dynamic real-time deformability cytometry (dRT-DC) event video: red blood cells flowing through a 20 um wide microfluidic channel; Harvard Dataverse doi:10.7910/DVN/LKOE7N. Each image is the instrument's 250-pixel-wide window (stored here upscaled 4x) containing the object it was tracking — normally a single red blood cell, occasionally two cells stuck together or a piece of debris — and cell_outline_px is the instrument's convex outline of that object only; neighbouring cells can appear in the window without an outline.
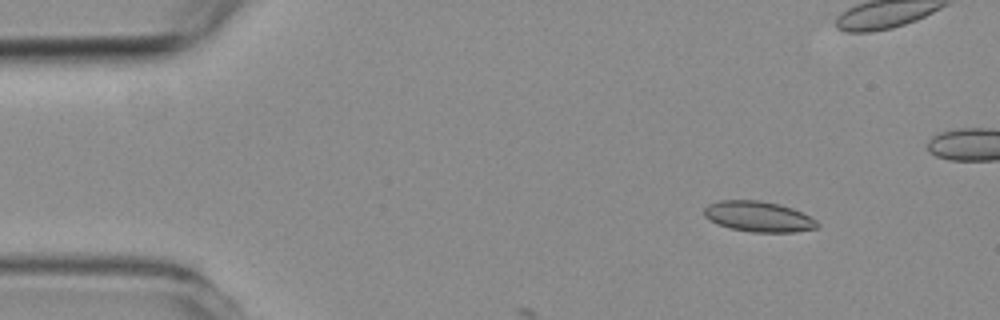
{"species": "common noctule bat (a hibernating species)", "species_latin": "Nyctalus noctula", "temperature_condition": "room temperature", "stored_images_in_passage": 3, "camera_frame_rate_fps": 3000, "um_per_image_px": 0.085, "animal": {"sex": "female", "body_mass_g": 19.3, "forearm_length_mm": 54.1}, "frame": {"image": 1, "passage_image": 1, "time_ms": 0.0, "image_size_px": [1000, 320], "cell_outline_px": [[820, 224], [816, 228], [796, 232], [752, 232], [728, 228], [716, 224], [708, 220], [704, 216], [704, 208], [708, 204], [720, 200], [760, 200], [780, 204], [792, 208], [816, 220]], "centroid_in_image_um": [64.43, 18.41], "position_along_channel_um": 20.6, "area_um2": 20.29}}